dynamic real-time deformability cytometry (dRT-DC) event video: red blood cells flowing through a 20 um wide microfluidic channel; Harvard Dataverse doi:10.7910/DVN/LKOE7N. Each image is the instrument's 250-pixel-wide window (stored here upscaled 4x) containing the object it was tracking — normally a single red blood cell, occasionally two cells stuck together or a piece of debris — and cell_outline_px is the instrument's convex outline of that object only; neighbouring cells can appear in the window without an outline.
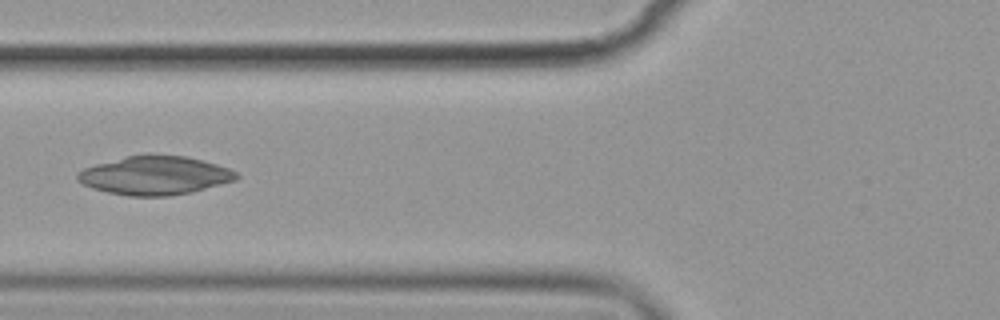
{"species": "common noctule bat (a hibernating species)", "species_latin": "Nyctalus noctula", "temperature_condition": "cold", "stored_images_in_passage": 9, "camera_frame_rate_fps": 3000, "um_per_image_px": 0.085, "animal": {"sex": "female", "body_mass_g": 19.9}, "frame": {"image": 1, "passage_image": 7, "time_ms": 7.0, "image_size_px": [1000, 320], "cell_outline_px": [[240, 176], [236, 180], [192, 192], [168, 196], [128, 196], [108, 192], [92, 188], [76, 180], [76, 176], [84, 168], [96, 164], [128, 156], [188, 156], [216, 164], [228, 168], [236, 172]], "centroid_in_image_um": [13.18, 14.93], "position_along_channel_um": 112.6, "area_um2": 35.26}}
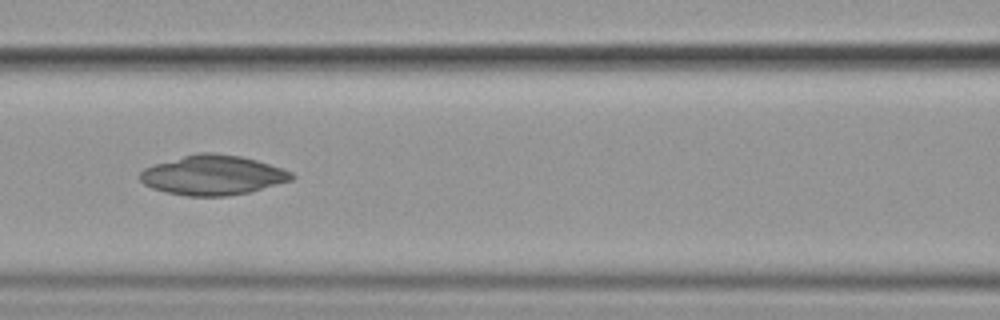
{"frame": {"image": 2, "passage_image": 8, "time_ms": 8.0, "image_size_px": [1000, 320], "cell_outline_px": [[296, 176], [292, 180], [248, 192], [228, 196], [188, 196], [164, 192], [152, 188], [144, 184], [140, 180], [140, 172], [144, 168], [156, 164], [184, 156], [200, 152], [216, 152], [240, 156], [256, 160], [292, 172]], "centroid_in_image_um": [18.08, 14.89], "position_along_channel_um": 148.5, "area_um2": 34.85}}
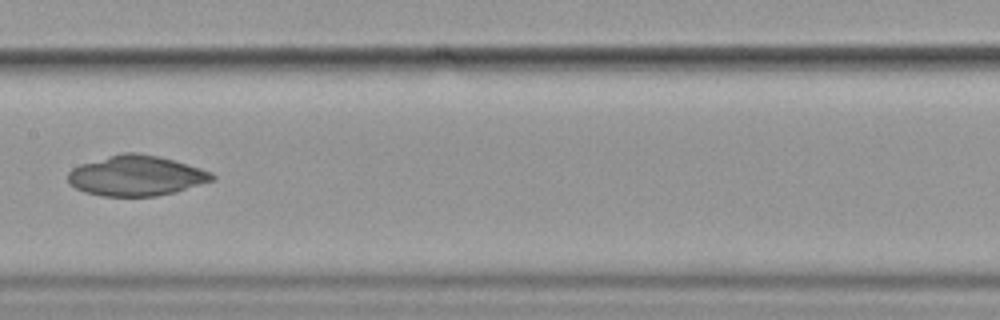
{"frame": {"image": 3, "passage_image": 9, "time_ms": 9.333, "image_size_px": [1000, 320], "cell_outline_px": [[216, 180], [176, 192], [156, 196], [104, 196], [84, 192], [68, 184], [68, 172], [72, 168], [80, 164], [108, 156], [124, 152], [136, 152], [156, 156], [172, 160], [200, 168], [212, 172], [216, 176]], "centroid_in_image_um": [11.58, 14.94], "position_along_channel_um": 195.8, "area_um2": 33.87}}